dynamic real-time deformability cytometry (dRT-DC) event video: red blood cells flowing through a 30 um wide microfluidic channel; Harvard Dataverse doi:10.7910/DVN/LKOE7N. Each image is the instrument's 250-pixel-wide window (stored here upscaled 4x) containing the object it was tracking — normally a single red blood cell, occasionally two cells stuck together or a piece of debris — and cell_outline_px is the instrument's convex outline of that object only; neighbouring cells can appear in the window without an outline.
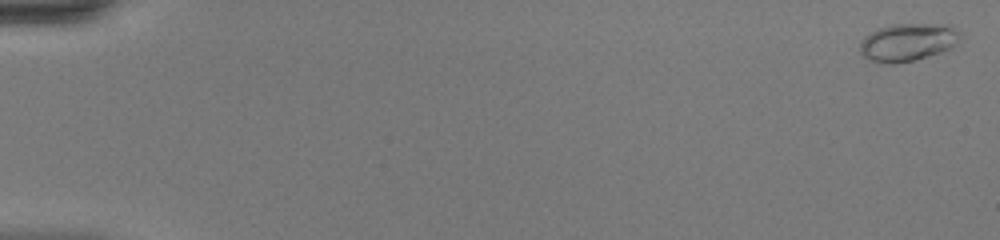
{"species": "common noctule bat (a hibernating species)", "species_latin": "Nyctalus noctula", "temperature_condition": "warm", "stored_images_in_passage": 48, "camera_frame_rate_fps": 3000, "um_per_image_px": 0.085, "animal": {"sex": "female", "body_mass_g": 20.0, "forearm_length_mm": 54.0}, "frame": {"image": 1, "passage_image": 2, "time_ms": 0.333, "image_size_px": [1000, 240], "cell_outline_px": [[960, 36], [956, 44], [952, 48], [940, 52], [912, 60], [892, 64], [880, 64], [868, 60], [860, 52], [860, 40], [864, 36], [888, 24], [952, 24], [960, 32]], "centroid_in_image_um": [77.15, 3.58], "position_along_channel_um": 7.9, "area_um2": 22.25}}
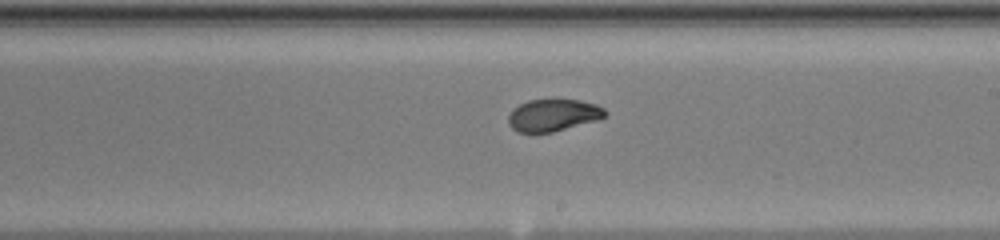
{"frame": {"image": 2, "passage_image": 30, "time_ms": 9.667, "image_size_px": [1000, 240], "cell_outline_px": [[608, 112], [600, 120], [552, 132], [516, 132], [508, 124], [508, 116], [512, 108], [528, 100], [580, 100], [596, 104], [604, 108]], "centroid_in_image_um": [47.03, 9.79], "position_along_channel_um": 242.0, "area_um2": 18.21}}
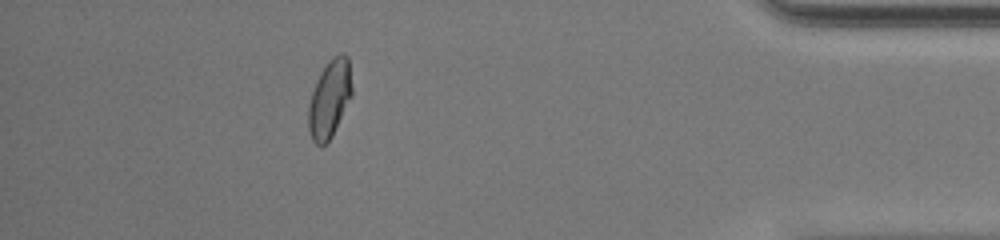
{"frame": {"image": 3, "passage_image": 44, "time_ms": 14.333, "image_size_px": [1000, 240], "cell_outline_px": [[352, 96], [332, 136], [324, 144], [316, 144], [312, 140], [308, 128], [308, 104], [316, 80], [320, 72], [328, 60], [340, 52], [348, 56], [352, 88]], "centroid_in_image_um": [28.01, 8.37], "position_along_channel_um": 407.2, "area_um2": 19.77}, "authors_computed_cell_mechanics": {"area_um2": 19.0451, "velocity_mm_per_s": 4.4432, "shape_relaxation_time_tau1_ms": 6.1259, "shape_relaxation_time_tau2_ms": null, "deformation_change_tau1": 0.222, "deformation_change_tau2": null}}